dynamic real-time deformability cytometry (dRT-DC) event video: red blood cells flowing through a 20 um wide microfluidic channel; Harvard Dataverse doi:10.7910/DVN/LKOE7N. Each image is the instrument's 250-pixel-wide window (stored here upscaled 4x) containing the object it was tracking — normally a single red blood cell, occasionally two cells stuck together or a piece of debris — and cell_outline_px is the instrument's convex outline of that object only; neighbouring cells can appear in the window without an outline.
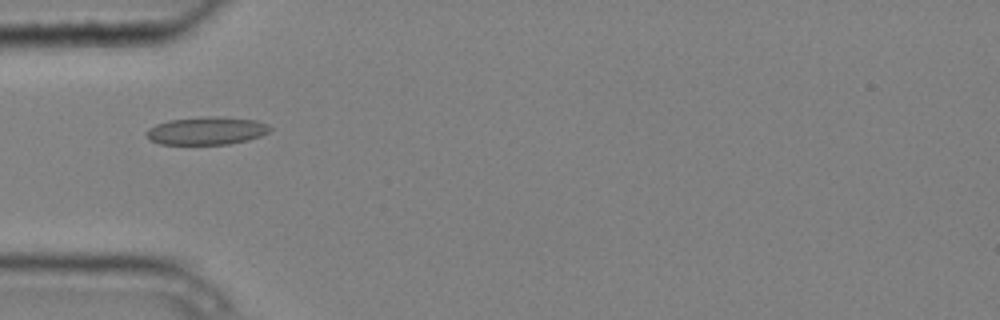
{"species": "common noctule bat (a hibernating species)", "species_latin": "Nyctalus noctula", "temperature_condition": "cold", "stored_images_in_passage": 5, "camera_frame_rate_fps": 3000, "um_per_image_px": 0.085, "animal": {"sex": "male", "body_mass_g": 20.4}, "frame": {"image": 1, "passage_image": 4, "time_ms": 1.0, "image_size_px": [1000, 320], "cell_outline_px": [[272, 128], [268, 132], [260, 136], [248, 140], [228, 144], [160, 144], [152, 140], [148, 136], [148, 128], [156, 124], [168, 120], [216, 116], [256, 120], [268, 124]], "centroid_in_image_um": [17.6, 11.11], "position_along_channel_um": 67.4, "area_um2": 19.83}}
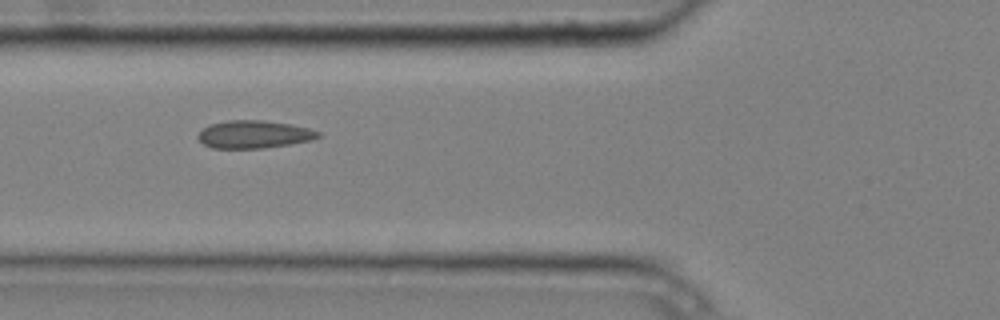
{"frame": {"image": 2, "passage_image": 5, "time_ms": 1.333, "image_size_px": [1000, 320], "cell_outline_px": [[324, 136], [312, 140], [264, 148], [212, 148], [204, 144], [196, 136], [204, 128], [212, 124], [228, 120], [260, 120], [292, 124], [308, 128], [320, 132]], "centroid_in_image_um": [21.63, 11.42], "position_along_channel_um": 104.2, "area_um2": 19.36}}